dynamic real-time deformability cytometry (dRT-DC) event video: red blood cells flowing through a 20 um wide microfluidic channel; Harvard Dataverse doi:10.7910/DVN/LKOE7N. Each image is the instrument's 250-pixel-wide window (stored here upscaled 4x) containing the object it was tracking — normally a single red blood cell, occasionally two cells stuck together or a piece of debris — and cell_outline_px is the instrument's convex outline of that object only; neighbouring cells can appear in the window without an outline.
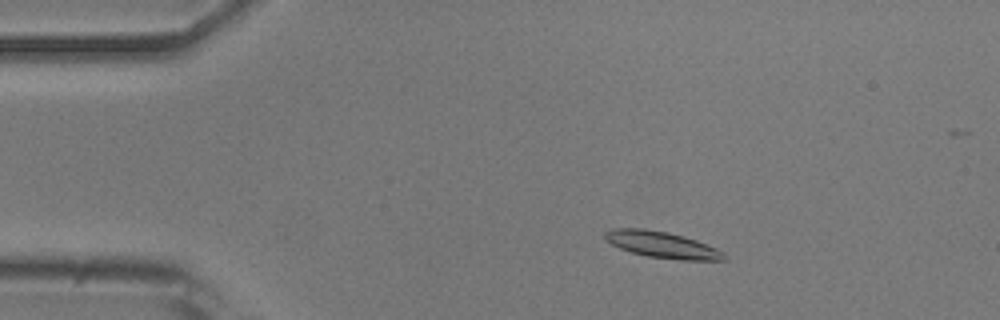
{"species": "common noctule bat (a hibernating species)", "species_latin": "Nyctalus noctula", "temperature_condition": "room temperature", "stored_images_in_passage": 52, "camera_frame_rate_fps": 3000, "um_per_image_px": 0.085, "animal": {"sex": "male", "body_mass_g": 20.5, "forearm_length_mm": 52.5}, "frame": {"image": 1, "passage_image": 8, "time_ms": 2.333, "image_size_px": [1000, 320], "cell_outline_px": [[724, 260], [680, 260], [648, 256], [632, 252], [620, 248], [612, 244], [604, 236], [604, 232], [616, 228], [644, 228], [668, 232], [684, 236], [696, 240], [716, 248], [724, 256]], "centroid_in_image_um": [56.25, 20.79], "position_along_channel_um": 28.8, "area_um2": 17.98}}
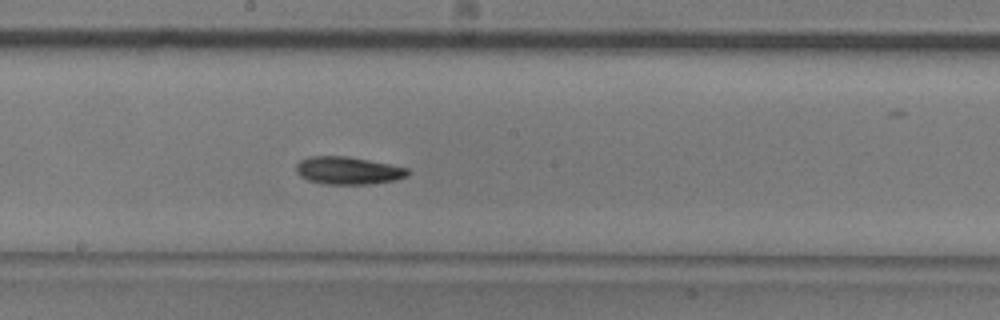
{"frame": {"image": 2, "passage_image": 27, "time_ms": 8.667, "image_size_px": [1000, 320], "cell_outline_px": [[408, 176], [396, 180], [368, 184], [324, 184], [308, 180], [300, 176], [296, 172], [296, 164], [300, 160], [308, 156], [348, 156], [408, 168]], "centroid_in_image_um": [29.55, 14.49], "position_along_channel_um": 218.6, "area_um2": 17.98}}
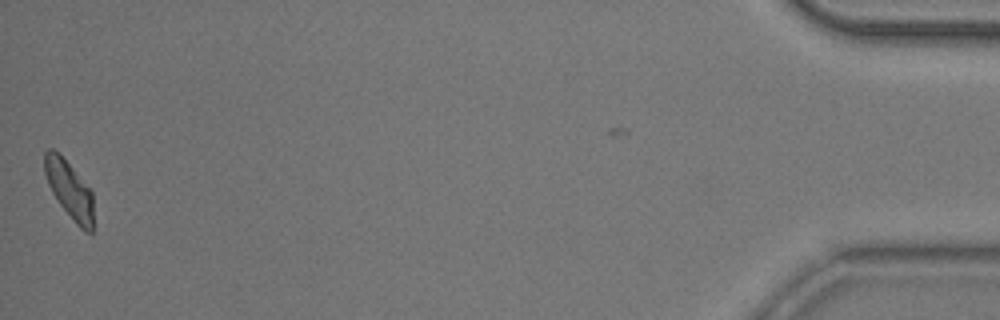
{"frame": {"image": 3, "passage_image": 51, "time_ms": 16.667, "image_size_px": [1000, 320], "cell_outline_px": [[92, 232], [84, 232], [76, 224], [60, 204], [52, 192], [48, 184], [44, 172], [44, 152], [48, 148], [52, 148], [72, 168], [92, 192]], "centroid_in_image_um": [5.87, 16.13], "position_along_channel_um": 429.3, "area_um2": 15.9}, "authors_computed_cell_mechanics": {"area_um2": 17.5134, "velocity_mm_per_s": 3.8388, "shape_relaxation_time_tau1_ms": 3.3676, "shape_relaxation_time_tau2_ms": 7.8217, "deformation_change_tau1": 0.1296, "deformation_change_tau2": 0.1188}}